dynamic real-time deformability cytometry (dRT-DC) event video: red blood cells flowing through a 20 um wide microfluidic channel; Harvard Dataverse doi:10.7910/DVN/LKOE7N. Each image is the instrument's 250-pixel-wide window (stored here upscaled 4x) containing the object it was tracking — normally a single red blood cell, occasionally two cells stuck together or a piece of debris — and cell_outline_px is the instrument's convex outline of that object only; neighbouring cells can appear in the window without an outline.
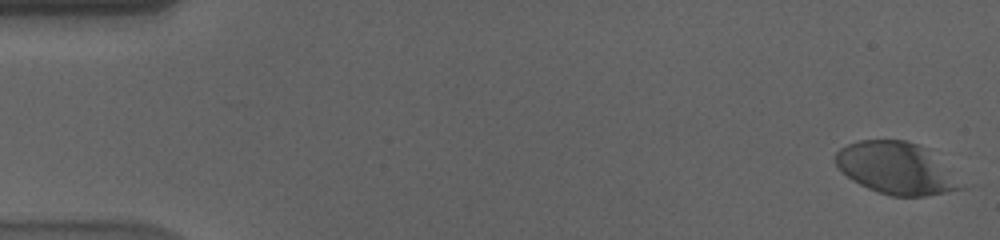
{"species": "human", "species_latin": "Homo sapiens", "temperature_condition": "cold", "stored_images_in_passage": 57, "camera_frame_rate_fps": 3000, "um_per_image_px": 0.085, "donor": {"sex": "male"}, "frame": {"image": 1, "passage_image": 1, "time_ms": 0.0, "image_size_px": [1000, 240], "cell_outline_px": [[964, 188], [924, 196], [892, 196], [868, 188], [852, 180], [836, 164], [836, 152], [840, 148], [848, 144], [860, 140], [904, 140], [920, 144]], "centroid_in_image_um": [76.07, 14.29], "position_along_channel_um": 8.9, "area_um2": 36.47}}
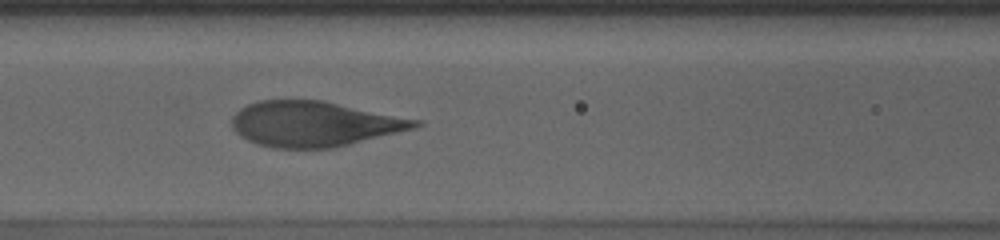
{"frame": {"image": 2, "passage_image": 25, "time_ms": 8.0, "image_size_px": [1000, 240], "cell_outline_px": [[424, 124], [416, 128], [332, 148], [272, 148], [256, 144], [240, 136], [232, 128], [232, 116], [240, 108], [248, 104], [260, 100], [324, 100], [424, 120]], "centroid_in_image_um": [26.74, 10.52], "position_along_channel_um": 139.9, "area_um2": 48.73}}
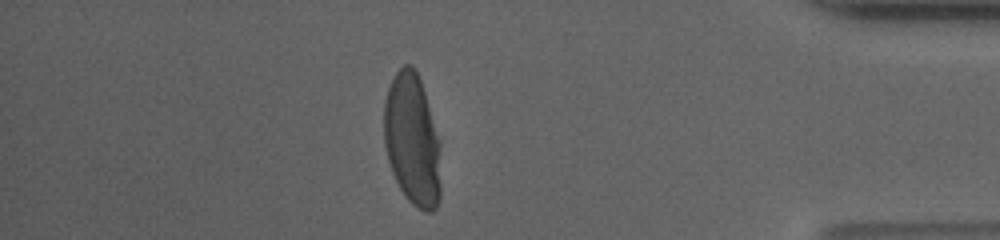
{"frame": {"image": 3, "passage_image": 50, "time_ms": 16.333, "image_size_px": [1000, 240], "cell_outline_px": [[440, 200], [436, 208], [432, 212], [424, 212], [416, 208], [404, 196], [392, 172], [388, 160], [384, 144], [384, 100], [388, 88], [396, 72], [404, 64], [412, 64], [416, 68], [440, 140]], "centroid_in_image_um": [35.05, 11.91], "position_along_channel_um": 400.2, "area_um2": 44.1}, "authors_computed_cell_mechanics": {"area_um2": 47.2226, "velocity_mm_per_s": 3.5636, "shape_relaxation_time_tau1_ms": 5.0816, "shape_relaxation_time_tau2_ms": null, "deformation_change_tau1": 0.2131, "deformation_change_tau2": null}}